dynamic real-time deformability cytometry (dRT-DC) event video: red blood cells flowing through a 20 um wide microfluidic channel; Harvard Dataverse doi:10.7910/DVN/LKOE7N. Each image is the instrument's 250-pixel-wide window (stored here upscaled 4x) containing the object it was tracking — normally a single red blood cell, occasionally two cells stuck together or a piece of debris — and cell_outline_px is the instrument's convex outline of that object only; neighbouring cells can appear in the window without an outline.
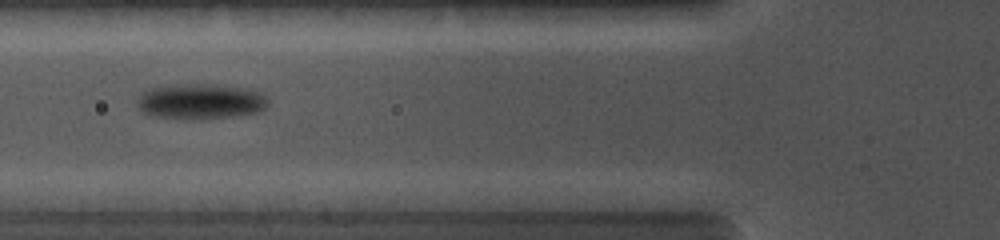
{"species": "common noctule bat (a hibernating species)", "species_latin": "Nyctalus noctula", "temperature_condition": "cold", "stored_images_in_passage": 19, "camera_frame_rate_fps": 5000, "um_per_image_px": 0.085, "animal": {"sex": "female", "body_mass_g": 19.0, "forearm_length_mm": 56.7}, "frame": {"image": 1, "passage_image": 11, "time_ms": 4.6, "image_size_px": [1000, 240], "cell_outline_px": [[268, 104], [260, 112], [232, 116], [184, 120], [152, 116], [140, 112], [136, 104], [140, 92], [152, 88], [168, 84], [212, 84], [240, 88], [256, 92], [264, 96], [268, 100]], "centroid_in_image_um": [16.93, 8.63], "position_along_channel_um": 108.9, "area_um2": 27.17}}